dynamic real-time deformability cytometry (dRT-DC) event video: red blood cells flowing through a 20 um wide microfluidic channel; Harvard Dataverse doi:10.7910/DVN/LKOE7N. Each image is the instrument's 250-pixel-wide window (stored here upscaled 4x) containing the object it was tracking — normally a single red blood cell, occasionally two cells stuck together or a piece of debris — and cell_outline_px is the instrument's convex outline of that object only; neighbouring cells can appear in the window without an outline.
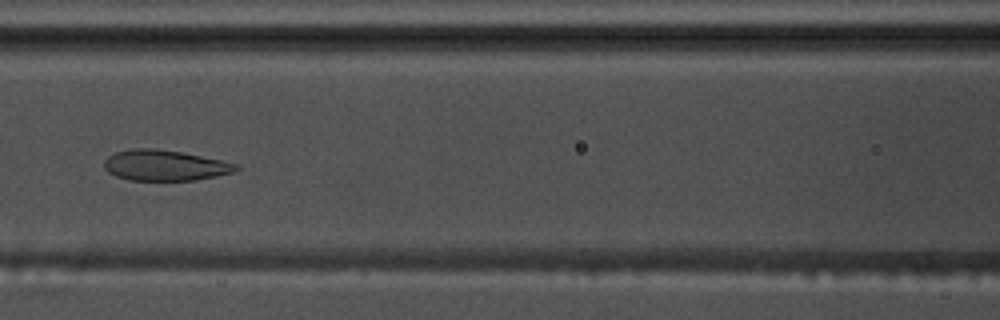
{"species": "common noctule bat (a hibernating species)", "species_latin": "Nyctalus noctula", "temperature_condition": "warm", "stored_images_in_passage": 58, "segment_of_instrument_passage": [1, 2], "camera_frame_rate_fps": 3000, "um_per_image_px": 0.085, "animal": {"sex": "male", "body_mass_g": 17.5, "forearm_length_mm": 52.3}, "frame": {"image": 1, "passage_image": 26, "time_ms": 8.333, "image_size_px": [1000, 320], "cell_outline_px": [[240, 168], [232, 172], [216, 176], [196, 180], [128, 180], [116, 176], [108, 172], [104, 168], [104, 160], [108, 156], [116, 152], [132, 148], [152, 148], [180, 152], [240, 164]], "centroid_in_image_um": [13.99, 14.06], "position_along_channel_um": 152.6, "area_um2": 23.47}}
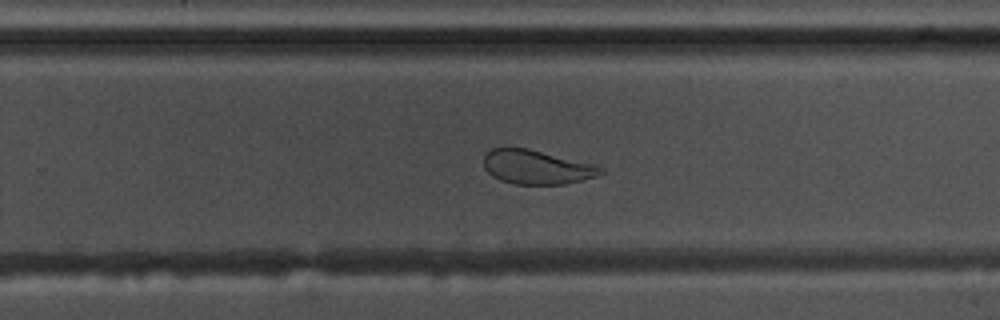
{"frame": {"image": 2, "passage_image": 37, "time_ms": 12.0, "image_size_px": [1000, 320], "cell_outline_px": [[604, 172], [596, 176], [564, 184], [512, 184], [500, 180], [492, 176], [484, 168], [484, 156], [492, 148], [528, 148], [596, 164], [604, 168]], "centroid_in_image_um": [45.63, 14.2], "position_along_channel_um": 284.2, "area_um2": 23.29}}
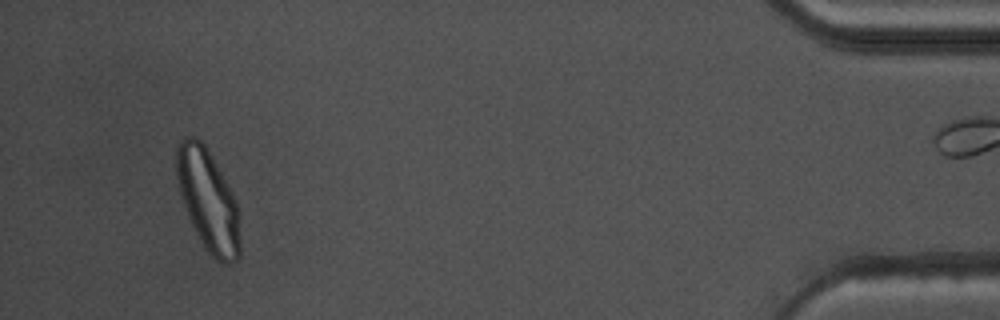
{"frame": {"image": 3, "passage_image": 54, "time_ms": 17.667, "image_size_px": [1000, 320], "cell_outline_px": [[240, 256], [232, 264], [220, 264], [204, 248], [192, 224], [184, 204], [180, 192], [176, 176], [176, 144], [184, 136], [196, 136], [204, 144], [228, 184], [236, 200], [240, 212]], "centroid_in_image_um": [17.71, 17.05], "position_along_channel_um": 417.5, "area_um2": 37.92}}